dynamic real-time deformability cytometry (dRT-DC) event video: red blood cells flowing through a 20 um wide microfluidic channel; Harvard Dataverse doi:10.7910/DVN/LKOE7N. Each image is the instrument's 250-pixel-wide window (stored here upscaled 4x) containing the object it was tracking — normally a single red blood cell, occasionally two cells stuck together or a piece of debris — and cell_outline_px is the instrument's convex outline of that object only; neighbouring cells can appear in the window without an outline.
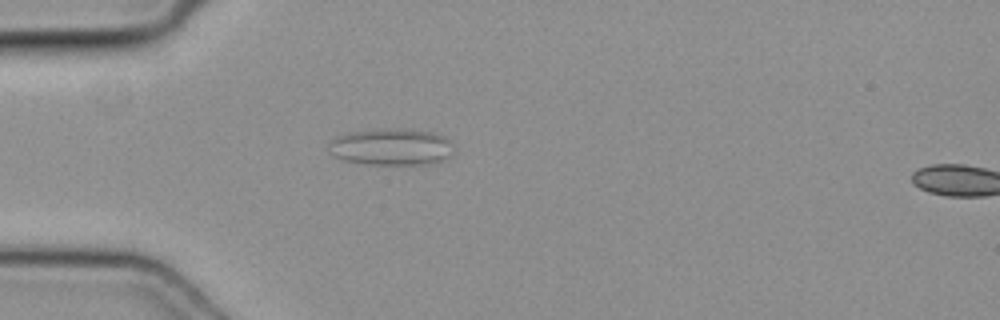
{"species": "common noctule bat (a hibernating species)", "species_latin": "Nyctalus noctula", "temperature_condition": "cold", "stored_images_in_passage": 6, "camera_frame_rate_fps": 3000, "um_per_image_px": 0.085, "animal": {"sex": "female", "body_mass_g": 19.3, "forearm_length_mm": 54.1}, "frame": {"image": 1, "passage_image": 4, "time_ms": 1.0, "image_size_px": [1000, 320], "cell_outline_px": [[456, 152], [444, 160], [428, 164], [364, 164], [344, 160], [336, 156], [328, 144], [328, 140], [336, 136], [348, 132], [376, 128], [412, 128], [436, 132], [444, 136], [448, 140]], "centroid_in_image_um": [33.3, 12.45], "position_along_channel_um": 51.7, "area_um2": 27.4}}